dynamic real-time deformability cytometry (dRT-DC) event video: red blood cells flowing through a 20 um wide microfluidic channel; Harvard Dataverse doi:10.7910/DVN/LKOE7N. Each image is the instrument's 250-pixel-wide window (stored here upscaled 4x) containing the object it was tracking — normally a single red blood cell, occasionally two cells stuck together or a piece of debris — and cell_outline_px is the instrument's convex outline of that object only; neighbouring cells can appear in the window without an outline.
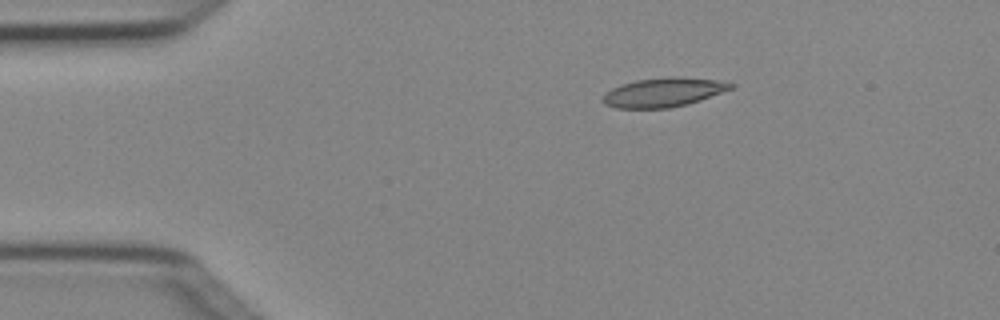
{"species": "Egyptian fruit bat (a non-hibernating species)", "species_latin": "Rousettus aegyptiacus", "temperature_condition": "cold", "stored_images_in_passage": 3, "camera_frame_rate_fps": 3000, "um_per_image_px": 0.085, "animal": {"sex": "female"}, "frame": {"image": 1, "passage_image": 1, "time_ms": 0.0, "image_size_px": [1000, 320], "cell_outline_px": [[736, 84], [732, 88], [700, 100], [688, 104], [668, 108], [616, 108], [604, 104], [600, 100], [612, 88], [620, 84], [636, 80], [668, 76], [676, 76], [720, 80]], "centroid_in_image_um": [56.39, 7.84], "position_along_channel_um": 28.6, "area_um2": 21.79}}